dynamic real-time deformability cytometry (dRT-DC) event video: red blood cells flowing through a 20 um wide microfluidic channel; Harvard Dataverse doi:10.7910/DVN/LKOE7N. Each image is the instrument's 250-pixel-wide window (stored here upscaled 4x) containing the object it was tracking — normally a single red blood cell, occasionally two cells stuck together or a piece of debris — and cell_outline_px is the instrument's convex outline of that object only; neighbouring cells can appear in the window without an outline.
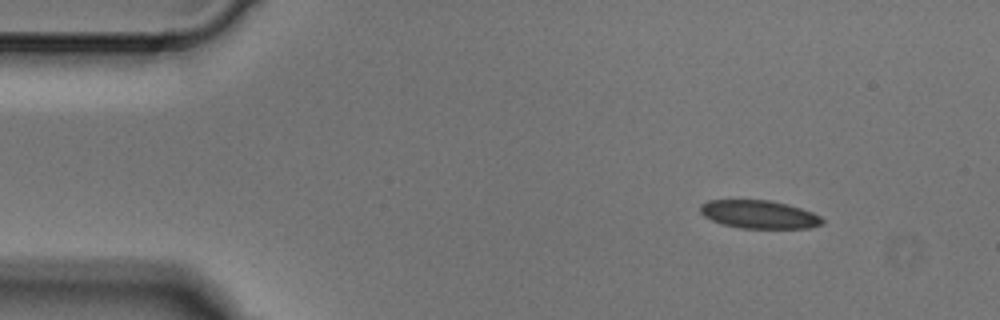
{"species": "Egyptian fruit bat (a non-hibernating species)", "species_latin": "Rousettus aegyptiacus", "temperature_condition": "cold", "stored_images_in_passage": 3, "camera_frame_rate_fps": 3000, "um_per_image_px": 0.085, "animal": {"sex": "male"}, "frame": {"image": 1, "passage_image": 1, "time_ms": 0.0, "image_size_px": [1000, 320], "cell_outline_px": [[824, 224], [808, 228], [740, 228], [724, 224], [712, 220], [704, 216], [700, 212], [700, 204], [708, 200], [772, 200], [788, 204], [812, 212], [820, 216], [824, 220]], "centroid_in_image_um": [64.54, 18.22], "position_along_channel_um": 20.5, "area_um2": 20.06}}